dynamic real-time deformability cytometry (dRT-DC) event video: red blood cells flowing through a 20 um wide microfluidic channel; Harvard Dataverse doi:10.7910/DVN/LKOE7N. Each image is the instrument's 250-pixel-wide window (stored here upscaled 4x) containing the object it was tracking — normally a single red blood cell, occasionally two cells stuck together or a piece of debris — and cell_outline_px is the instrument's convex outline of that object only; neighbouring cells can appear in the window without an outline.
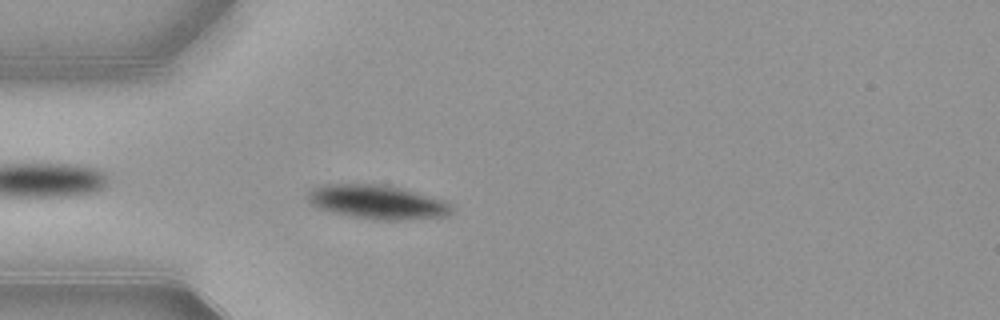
{"species": "common noctule bat (a hibernating species)", "species_latin": "Nyctalus noctula", "temperature_condition": "warm", "stored_images_in_passage": 52, "camera_frame_rate_fps": 3000, "um_per_image_px": 0.085, "animal": {"sex": "female", "body_mass_g": 21.9}, "frame": {"image": 1, "passage_image": 14, "time_ms": 4.333, "image_size_px": [1000, 320], "cell_outline_px": [[452, 212], [448, 216], [400, 220], [372, 220], [332, 212], [316, 208], [308, 204], [308, 192], [312, 188], [328, 184], [388, 184], [404, 188], [448, 200], [452, 208]], "centroid_in_image_um": [32.11, 17.17], "position_along_channel_um": 52.9, "area_um2": 29.07}}
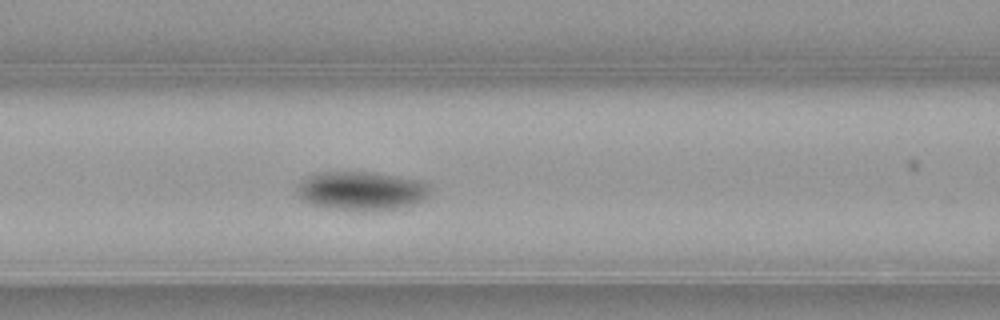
{"frame": {"image": 2, "passage_image": 21, "time_ms": 6.667, "image_size_px": [1000, 320], "cell_outline_px": [[432, 192], [424, 200], [412, 204], [396, 208], [336, 208], [312, 204], [296, 196], [296, 184], [300, 180], [316, 172], [376, 172], [420, 180], [428, 184]], "centroid_in_image_um": [30.7, 16.16], "position_along_channel_um": 135.9, "area_um2": 29.59}}
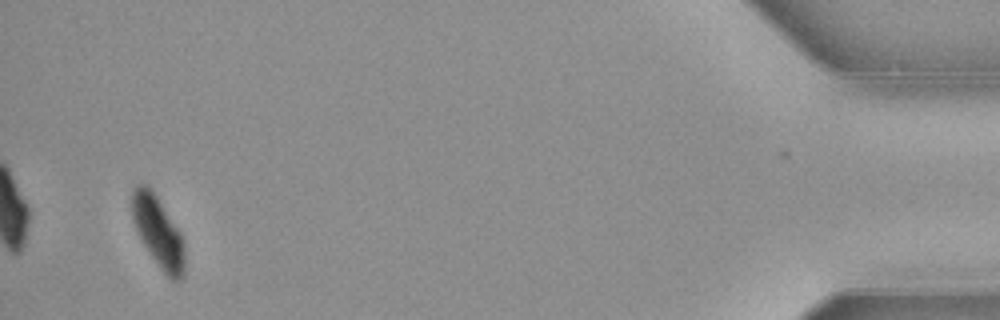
{"frame": {"image": 3, "passage_image": 50, "time_ms": 16.333, "image_size_px": [1000, 320], "cell_outline_px": [[184, 276], [180, 280], [172, 280], [160, 268], [148, 252], [132, 220], [132, 188], [136, 184], [144, 184], [156, 196], [180, 232], [184, 240]], "centroid_in_image_um": [13.45, 19.73], "position_along_channel_um": 421.8, "area_um2": 21.39}, "authors_computed_cell_mechanics": {"area_um2": 28.033, "velocity_mm_per_s": 3.8464, "shape_relaxation_time_tau1_ms": 2.261, "shape_relaxation_time_tau2_ms": null, "deformation_change_tau1": 0.0987, "deformation_change_tau2": null}}